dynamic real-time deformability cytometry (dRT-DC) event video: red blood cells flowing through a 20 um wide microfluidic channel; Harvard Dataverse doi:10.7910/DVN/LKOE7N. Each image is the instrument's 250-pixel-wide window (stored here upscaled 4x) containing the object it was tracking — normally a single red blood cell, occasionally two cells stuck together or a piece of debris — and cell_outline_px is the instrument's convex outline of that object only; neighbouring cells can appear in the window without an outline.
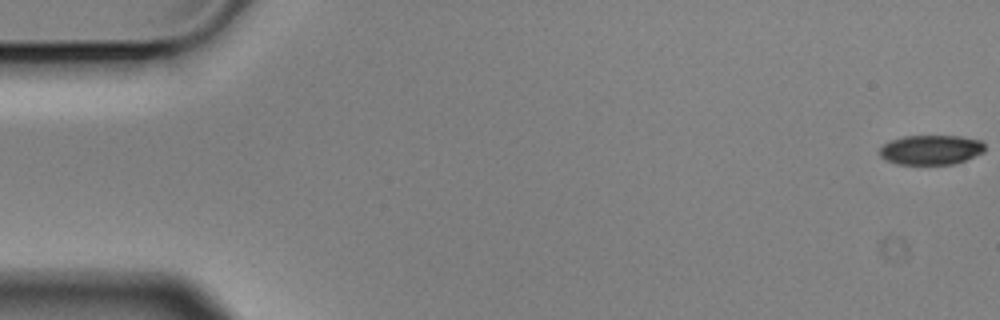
{"species": "Egyptian fruit bat (a non-hibernating species)", "species_latin": "Rousettus aegyptiacus", "temperature_condition": "cold", "stored_images_in_passage": 5, "camera_frame_rate_fps": 3000, "um_per_image_px": 0.085, "animal": {"sex": "male"}, "frame": {"image": 1, "passage_image": 1, "time_ms": 0.0, "image_size_px": [1000, 320], "cell_outline_px": [[984, 152], [964, 160], [952, 164], [896, 164], [884, 160], [880, 156], [880, 148], [884, 144], [892, 140], [904, 136], [960, 136], [980, 140], [984, 144]], "centroid_in_image_um": [79.11, 12.73], "position_along_channel_um": 5.9, "area_um2": 18.09}}
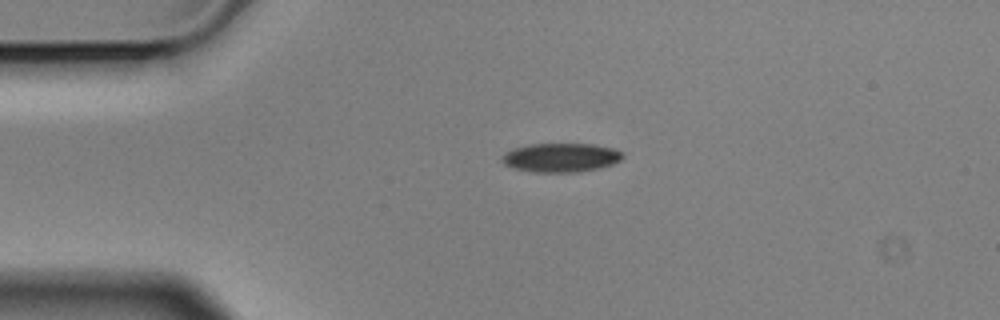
{"frame": {"image": 2, "passage_image": 4, "time_ms": 1.0, "image_size_px": [1000, 320], "cell_outline_px": [[624, 156], [620, 160], [612, 164], [596, 168], [576, 172], [532, 172], [512, 168], [504, 164], [500, 160], [500, 156], [504, 152], [512, 148], [528, 144], [592, 144], [612, 148], [624, 152]], "centroid_in_image_um": [47.6, 13.39], "position_along_channel_um": 37.4, "area_um2": 20.52}}